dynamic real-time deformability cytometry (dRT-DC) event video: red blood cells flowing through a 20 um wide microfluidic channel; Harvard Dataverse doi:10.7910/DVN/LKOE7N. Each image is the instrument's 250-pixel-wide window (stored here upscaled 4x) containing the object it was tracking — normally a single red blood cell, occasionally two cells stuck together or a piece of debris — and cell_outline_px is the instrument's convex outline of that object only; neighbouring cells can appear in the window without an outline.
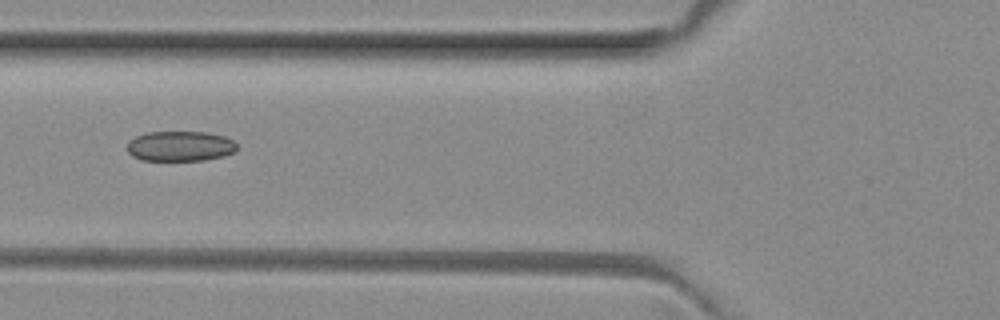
{"species": "common noctule bat (a hibernating species)", "species_latin": "Nyctalus noctula", "temperature_condition": "room temperature", "stored_images_in_passage": 6, "segment_of_instrument_passage": [1, 2], "camera_frame_rate_fps": 3000, "um_per_image_px": 0.085, "animal": {"sex": "female", "body_mass_g": 29.2, "forearm_length_mm": 56.3}, "frame": {"image": 1, "passage_image": 5, "time_ms": 1.333, "image_size_px": [1000, 320], "cell_outline_px": [[236, 152], [224, 156], [204, 160], [140, 160], [132, 156], [128, 152], [128, 144], [136, 136], [148, 132], [208, 132], [224, 136], [232, 140], [236, 144]], "centroid_in_image_um": [15.34, 12.42], "position_along_channel_um": 110.5, "area_um2": 19.25}}